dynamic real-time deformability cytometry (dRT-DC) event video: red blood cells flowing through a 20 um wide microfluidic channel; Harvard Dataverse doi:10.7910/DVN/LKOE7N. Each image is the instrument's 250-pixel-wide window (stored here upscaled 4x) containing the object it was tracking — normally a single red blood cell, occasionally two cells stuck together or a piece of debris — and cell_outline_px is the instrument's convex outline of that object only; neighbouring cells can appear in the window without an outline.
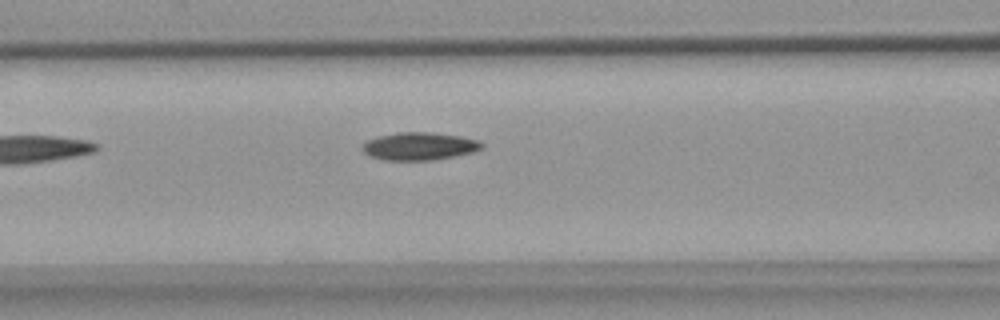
{"species": "common noctule bat (a hibernating species)", "species_latin": "Nyctalus noctula", "temperature_condition": "warm", "stored_images_in_passage": 7, "camera_frame_rate_fps": 3000, "um_per_image_px": 0.085, "animal": {"sex": "female", "body_mass_g": 18.4}, "frame": {"image": 1, "passage_image": 7, "time_ms": 7.333, "image_size_px": [1000, 320], "cell_outline_px": [[484, 148], [476, 152], [456, 156], [432, 160], [384, 160], [368, 156], [360, 148], [368, 140], [380, 136], [400, 132], [432, 132], [460, 136], [480, 140], [484, 144]], "centroid_in_image_um": [35.7, 12.43], "position_along_channel_um": 130.9, "area_um2": 19.54}}